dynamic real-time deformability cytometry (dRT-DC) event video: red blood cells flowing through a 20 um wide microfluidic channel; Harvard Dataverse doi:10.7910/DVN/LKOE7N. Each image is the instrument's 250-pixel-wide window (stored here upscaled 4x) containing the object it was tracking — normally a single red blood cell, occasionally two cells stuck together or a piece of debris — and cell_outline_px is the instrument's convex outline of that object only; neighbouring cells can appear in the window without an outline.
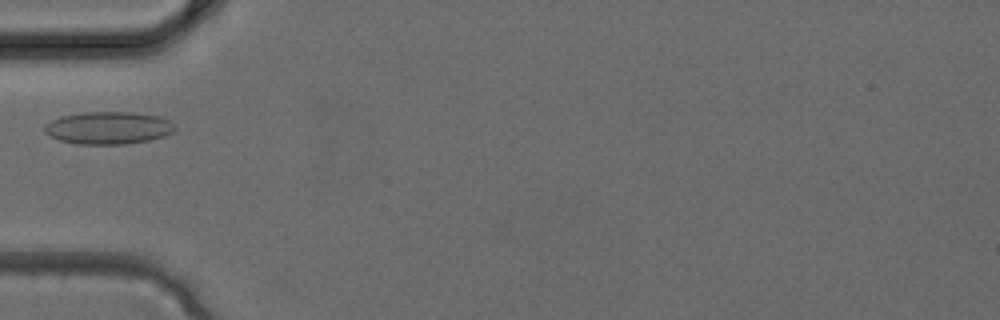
{"species": "common noctule bat (a hibernating species)", "species_latin": "Nyctalus noctula", "temperature_condition": "cold", "stored_images_in_passage": 3, "camera_frame_rate_fps": 3000, "um_per_image_px": 0.085, "animal": {"sex": "female", "body_mass_g": 24.6, "forearm_length_mm": 56.2}, "frame": {"image": 1, "passage_image": 3, "time_ms": 0.667, "image_size_px": [1000, 320], "cell_outline_px": [[176, 128], [172, 132], [164, 136], [148, 140], [128, 144], [76, 144], [60, 140], [48, 136], [44, 132], [44, 124], [60, 116], [84, 112], [132, 112], [160, 116], [176, 124]], "centroid_in_image_um": [9.2, 10.87], "position_along_channel_um": 75.8, "area_um2": 24.91}}